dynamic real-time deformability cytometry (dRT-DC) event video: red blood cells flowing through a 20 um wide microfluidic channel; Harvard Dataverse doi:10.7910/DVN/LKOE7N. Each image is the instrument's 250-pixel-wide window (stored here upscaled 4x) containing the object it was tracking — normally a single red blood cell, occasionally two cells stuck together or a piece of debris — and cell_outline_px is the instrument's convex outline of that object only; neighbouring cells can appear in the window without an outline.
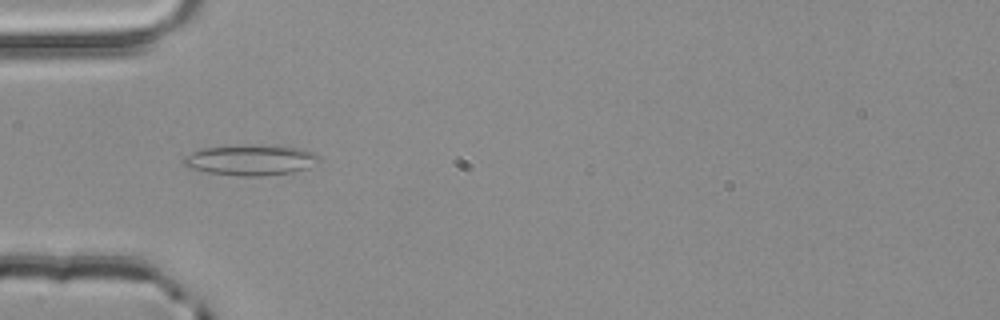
{"species": "common noctule bat (a hibernating species)", "species_latin": "Nyctalus noctula", "temperature_condition": "room temperature", "stored_images_in_passage": 3, "camera_frame_rate_fps": 3000, "um_per_image_px": 0.085, "animal": {"sex": "male", "body_mass_g": 20.4}, "frame": {"image": 1, "passage_image": 3, "time_ms": 0.667, "image_size_px": [1000, 320], "cell_outline_px": [[320, 160], [308, 168], [292, 172], [260, 176], [240, 176], [208, 172], [188, 168], [184, 164], [184, 156], [192, 152], [204, 148], [236, 144], [260, 144], [304, 148], [320, 156]], "centroid_in_image_um": [21.32, 13.58], "position_along_channel_um": 63.7, "area_um2": 24.51}}